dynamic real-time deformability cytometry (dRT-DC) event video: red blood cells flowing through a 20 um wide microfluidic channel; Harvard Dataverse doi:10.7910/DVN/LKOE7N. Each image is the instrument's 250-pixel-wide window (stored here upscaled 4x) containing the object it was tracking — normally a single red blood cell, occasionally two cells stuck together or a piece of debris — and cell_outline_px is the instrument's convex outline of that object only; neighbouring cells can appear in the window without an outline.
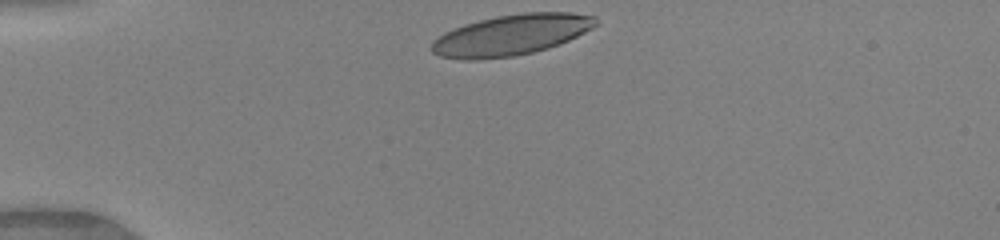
{"species": "human", "species_latin": "Homo sapiens", "temperature_condition": "warm", "stored_images_in_passage": 32, "camera_frame_rate_fps": 3000, "um_per_image_px": 0.085, "donor": {"sex": "female"}, "frame": {"image": 1, "passage_image": 1, "time_ms": 0.0, "image_size_px": [1000, 240], "cell_outline_px": [[596, 24], [592, 28], [568, 40], [548, 48], [516, 56], [476, 60], [464, 60], [440, 56], [432, 52], [428, 48], [432, 40], [444, 32], [464, 24], [496, 16], [524, 12], [568, 12], [596, 16]], "centroid_in_image_um": [43.39, 2.98], "position_along_channel_um": 41.6, "area_um2": 39.07}}
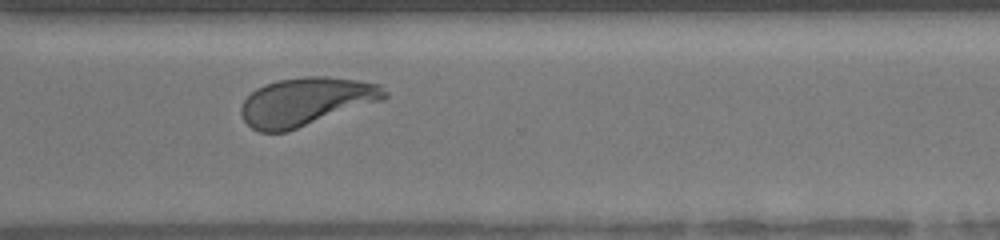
{"frame": {"image": 2, "passage_image": 26, "time_ms": 8.333, "image_size_px": [1000, 240], "cell_outline_px": [[388, 96], [384, 100], [288, 132], [260, 132], [252, 128], [244, 120], [240, 112], [240, 108], [244, 100], [256, 88], [264, 84], [276, 80], [304, 76], [324, 76], [356, 80], [380, 84], [388, 92]], "centroid_in_image_um": [26.03, 8.64], "position_along_channel_um": 344.6, "area_um2": 40.69}}
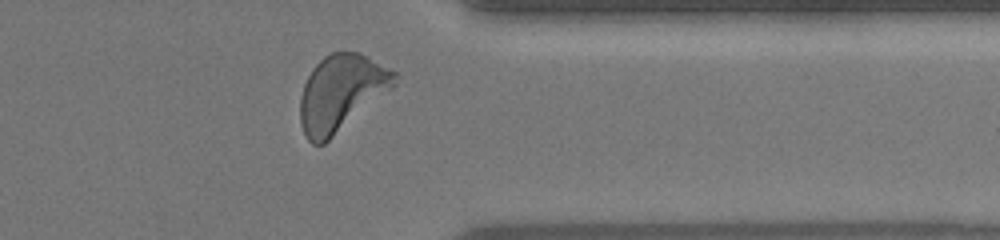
{"frame": {"image": 3, "passage_image": 29, "time_ms": 9.333, "image_size_px": [1000, 240], "cell_outline_px": [[396, 84], [392, 88], [324, 144], [312, 144], [308, 140], [300, 124], [300, 96], [304, 84], [312, 68], [324, 56], [332, 52], [360, 52], [396, 72]], "centroid_in_image_um": [28.98, 7.89], "position_along_channel_um": 382.4, "area_um2": 41.56}, "authors_computed_cell_mechanics": {"area_um2": 40.2866, "velocity_mm_per_s": 4.1059, "shape_relaxation_time_tau1_ms": 2.2084, "shape_relaxation_time_tau2_ms": null, "deformation_change_tau1": 0.1579, "deformation_change_tau2": null}}